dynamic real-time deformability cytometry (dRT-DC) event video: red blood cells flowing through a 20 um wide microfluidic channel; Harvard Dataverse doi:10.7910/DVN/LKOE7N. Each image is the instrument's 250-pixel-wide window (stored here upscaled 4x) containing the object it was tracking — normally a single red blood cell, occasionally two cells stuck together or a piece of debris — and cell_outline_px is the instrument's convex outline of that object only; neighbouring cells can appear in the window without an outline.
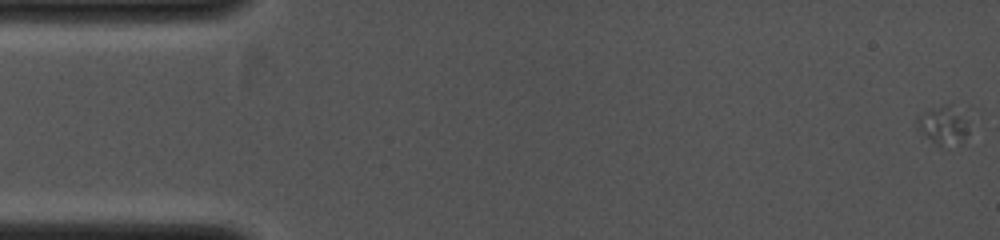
{"species": "common noctule bat (a hibernating species)", "species_latin": "Nyctalus noctula", "temperature_condition": "cold", "stored_images_in_passage": 56, "camera_frame_rate_fps": 4000, "um_per_image_px": 0.085, "animal": {"sex": "female", "body_mass_g": 19.0, "forearm_length_mm": 53.3}, "frame": {"image": 1, "passage_image": 1, "time_ms": 0.0, "image_size_px": [1000, 240], "cell_outline_px": [[968, 132], [960, 144], [936, 144], [924, 136], [916, 128], [916, 116], [932, 108], [948, 104], [952, 104], [968, 120]], "centroid_in_image_um": [80.16, 10.62], "position_along_channel_um": 4.8, "area_um2": 11.56}}
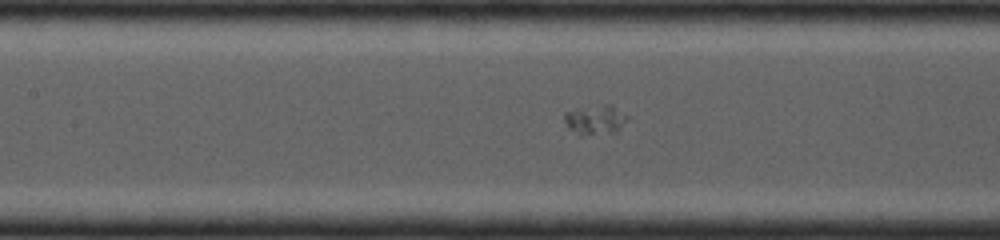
{"frame": {"image": 2, "passage_image": 29, "time_ms": 5.5, "image_size_px": [1000, 240], "cell_outline_px": [[628, 116], [616, 132], [580, 136], [568, 128], [564, 120], [564, 112], [576, 108], [604, 104], [612, 104]], "centroid_in_image_um": [50.55, 10.17], "position_along_channel_um": 156.8, "area_um2": 10.92}}
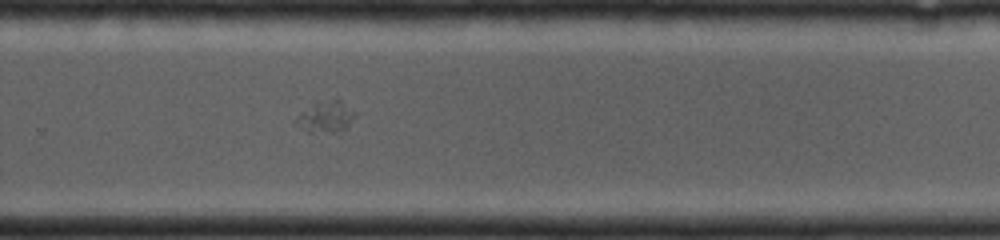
{"frame": {"image": 3, "passage_image": 47, "time_ms": 8.25, "image_size_px": [1000, 240], "cell_outline_px": [[356, 116], [344, 128], [332, 132], [308, 132], [296, 120], [300, 112], [316, 100], [336, 96], [356, 112]], "centroid_in_image_um": [27.73, 9.83], "position_along_channel_um": 302.1, "area_um2": 10.87}}